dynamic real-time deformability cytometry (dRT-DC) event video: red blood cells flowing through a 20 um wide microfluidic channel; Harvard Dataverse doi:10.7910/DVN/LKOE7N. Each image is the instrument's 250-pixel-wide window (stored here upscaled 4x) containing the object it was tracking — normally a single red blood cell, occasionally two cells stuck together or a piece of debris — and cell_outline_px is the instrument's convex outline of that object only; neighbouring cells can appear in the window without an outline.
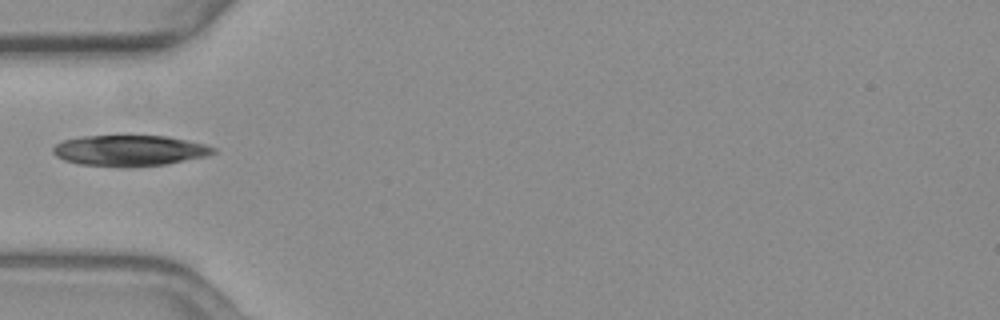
{"species": "common noctule bat (a hibernating species)", "species_latin": "Nyctalus noctula", "temperature_condition": "warm", "stored_images_in_passage": 39, "camera_frame_rate_fps": 3000, "um_per_image_px": 0.085, "animal": {"sex": "female", "body_mass_g": 19.3, "forearm_length_mm": 54.1}, "frame": {"image": 1, "passage_image": 1, "time_ms": 0.0, "image_size_px": [1000, 320], "cell_outline_px": [[216, 152], [208, 156], [164, 164], [128, 168], [80, 164], [64, 160], [56, 156], [52, 152], [52, 148], [56, 144], [64, 140], [84, 136], [168, 136], [204, 144], [216, 148]], "centroid_in_image_um": [11.01, 12.81], "position_along_channel_um": 74.0, "area_um2": 28.84}}
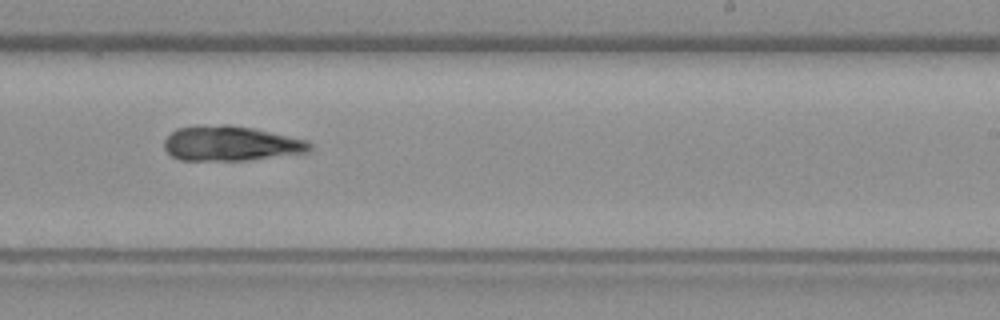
{"frame": {"image": 2, "passage_image": 17, "time_ms": 5.333, "image_size_px": [1000, 320], "cell_outline_px": [[312, 148], [308, 152], [244, 160], [180, 160], [172, 156], [164, 148], [164, 140], [176, 128], [196, 124], [228, 124], [252, 128], [308, 140], [312, 144]], "centroid_in_image_um": [19.58, 12.17], "position_along_channel_um": 269.4, "area_um2": 29.71}}
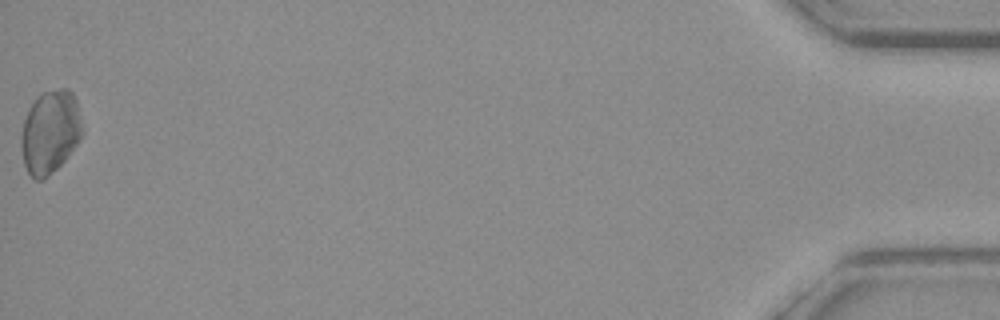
{"frame": {"image": 3, "passage_image": 39, "time_ms": 12.667, "image_size_px": [1000, 320], "cell_outline_px": [[84, 132], [80, 140], [64, 160], [44, 180], [36, 180], [28, 172], [24, 164], [20, 148], [20, 136], [24, 120], [28, 108], [44, 92], [60, 88], [68, 88], [72, 92], [76, 100], [84, 128]], "centroid_in_image_um": [4.27, 11.22], "position_along_channel_um": 430.9, "area_um2": 29.77}}